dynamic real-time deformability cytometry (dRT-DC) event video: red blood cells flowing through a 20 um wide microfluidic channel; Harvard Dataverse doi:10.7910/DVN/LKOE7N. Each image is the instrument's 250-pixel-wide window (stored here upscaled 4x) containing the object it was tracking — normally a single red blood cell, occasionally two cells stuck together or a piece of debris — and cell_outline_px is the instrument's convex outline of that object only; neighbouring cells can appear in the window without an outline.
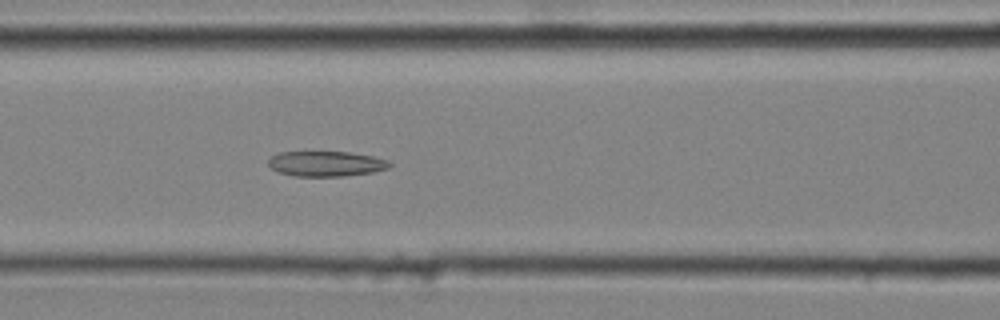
{"species": "common noctule bat (a hibernating species)", "species_latin": "Nyctalus noctula", "temperature_condition": "cold", "stored_images_in_passage": 32, "camera_frame_rate_fps": 3000, "um_per_image_px": 0.085, "animal": {"sex": "male", "body_mass_g": 20.4}, "frame": {"image": 1, "passage_image": 8, "time_ms": 2.333, "image_size_px": [1000, 320], "cell_outline_px": [[392, 164], [388, 168], [372, 172], [344, 176], [292, 176], [280, 172], [272, 168], [268, 164], [268, 160], [272, 156], [280, 152], [348, 152], [372, 156], [388, 160]], "centroid_in_image_um": [27.72, 13.92], "position_along_channel_um": 138.9, "area_um2": 17.69}}
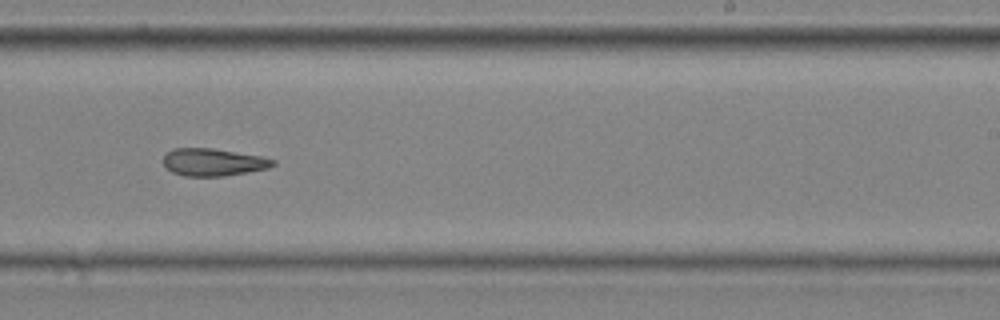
{"frame": {"image": 2, "passage_image": 17, "time_ms": 5.333, "image_size_px": [1000, 320], "cell_outline_px": [[276, 164], [268, 168], [248, 172], [224, 176], [184, 176], [172, 172], [164, 164], [164, 156], [172, 148], [212, 148], [260, 156], [276, 160]], "centroid_in_image_um": [18.13, 13.78], "position_along_channel_um": 270.9, "area_um2": 17.46}}
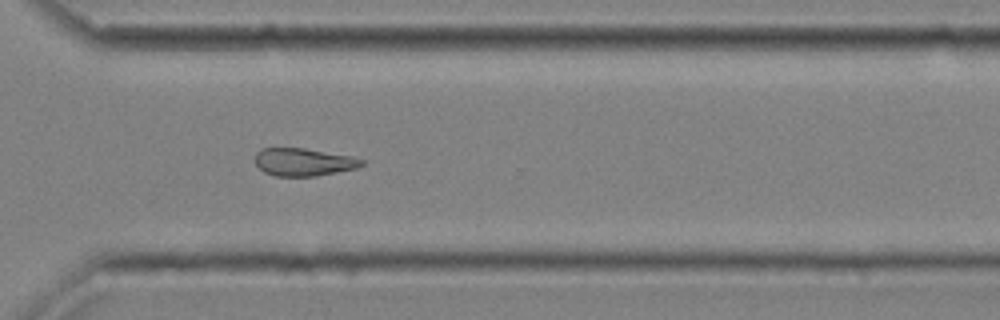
{"frame": {"image": 3, "passage_image": 22, "time_ms": 7.0, "image_size_px": [1000, 320], "cell_outline_px": [[364, 164], [356, 168], [316, 176], [276, 176], [264, 172], [256, 164], [256, 152], [260, 148], [304, 148], [352, 156], [364, 160]], "centroid_in_image_um": [25.8, 13.77], "position_along_channel_um": 344.8, "area_um2": 17.17}}